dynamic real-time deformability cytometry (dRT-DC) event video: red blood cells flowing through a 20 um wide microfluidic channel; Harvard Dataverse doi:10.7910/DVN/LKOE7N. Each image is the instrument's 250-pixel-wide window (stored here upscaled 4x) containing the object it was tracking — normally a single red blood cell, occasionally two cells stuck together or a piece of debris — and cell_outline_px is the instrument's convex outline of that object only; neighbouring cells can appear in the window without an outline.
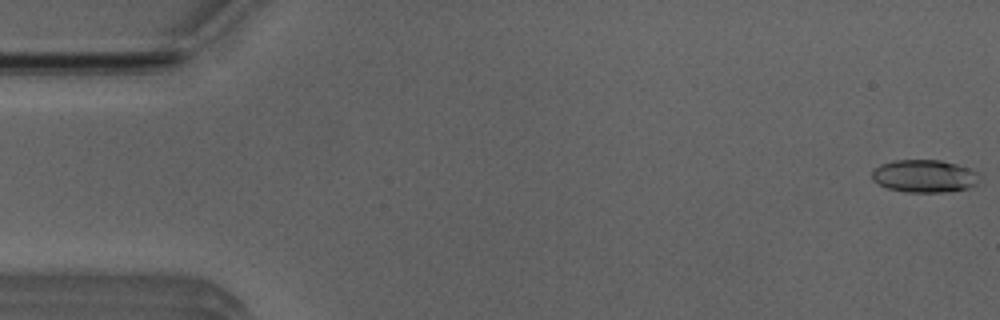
{"species": "Egyptian fruit bat (a non-hibernating species)", "species_latin": "Rousettus aegyptiacus", "temperature_condition": "room temperature", "stored_images_in_passage": 45, "camera_frame_rate_fps": 3000, "um_per_image_px": 0.085, "animal": {"sex": "male"}, "frame": {"image": 1, "passage_image": 1, "time_ms": 0.0, "image_size_px": [1000, 320], "cell_outline_px": [[980, 180], [976, 184], [968, 188], [944, 192], [908, 192], [888, 188], [872, 180], [872, 172], [880, 164], [892, 160], [940, 160], [956, 164], [968, 168], [976, 172]], "centroid_in_image_um": [78.56, 14.96], "position_along_channel_um": 6.4, "area_um2": 20.35}}
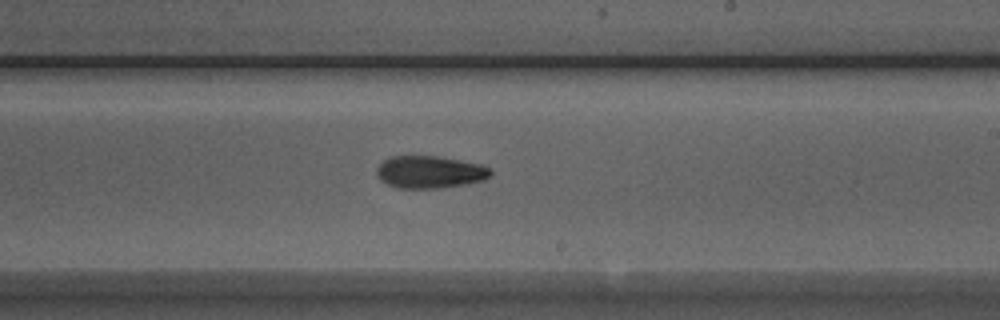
{"frame": {"image": 2, "passage_image": 30, "time_ms": 9.667, "image_size_px": [1000, 320], "cell_outline_px": [[492, 176], [484, 180], [464, 184], [440, 188], [396, 188], [384, 184], [376, 176], [376, 168], [384, 160], [392, 156], [440, 156], [480, 164], [492, 168]], "centroid_in_image_um": [36.52, 14.63], "position_along_channel_um": 252.5, "area_um2": 21.79}}
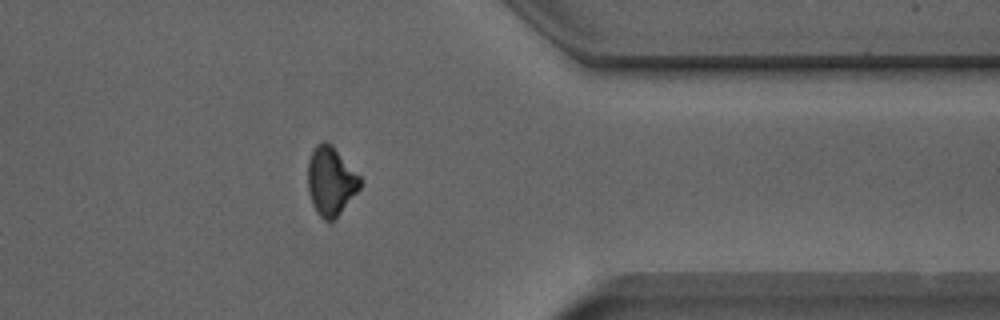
{"frame": {"image": 3, "passage_image": 41, "time_ms": 13.333, "image_size_px": [1000, 320], "cell_outline_px": [[360, 188], [340, 212], [332, 220], [324, 220], [316, 212], [312, 204], [308, 192], [308, 160], [316, 144], [324, 140], [328, 140], [332, 144], [360, 176]], "centroid_in_image_um": [28.09, 15.35], "position_along_channel_um": 383.3, "area_um2": 20.81}, "authors_computed_cell_mechanics": {"area_um2": 21.097, "velocity_mm_per_s": 3.9929, "shape_relaxation_time_tau1_ms": 8.453, "shape_relaxation_time_tau2_ms": 4.4148, "deformation_change_tau1": 0.1773, "deformation_change_tau2": 0.1216}}